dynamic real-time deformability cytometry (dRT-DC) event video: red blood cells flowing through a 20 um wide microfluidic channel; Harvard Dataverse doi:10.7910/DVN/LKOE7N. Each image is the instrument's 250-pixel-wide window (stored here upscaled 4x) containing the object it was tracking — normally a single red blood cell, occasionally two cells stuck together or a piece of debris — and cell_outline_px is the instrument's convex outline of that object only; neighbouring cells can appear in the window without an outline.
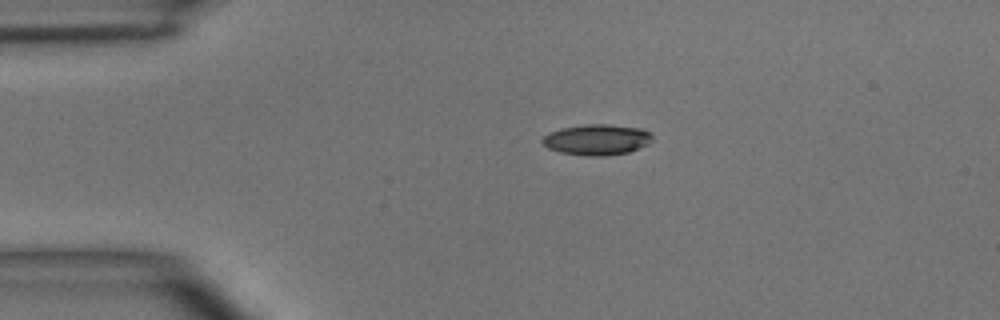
{"species": "common noctule bat (a hibernating species)", "species_latin": "Nyctalus noctula", "temperature_condition": "room temperature", "stored_images_in_passage": 2, "camera_frame_rate_fps": 3000, "um_per_image_px": 0.085, "animal": {"sex": "male", "body_mass_g": 15.6}, "frame": {"image": 1, "passage_image": 1, "time_ms": 0.0, "image_size_px": [1000, 320], "cell_outline_px": [[652, 140], [648, 144], [628, 152], [604, 156], [588, 156], [560, 152], [548, 148], [540, 140], [544, 136], [560, 128], [584, 124], [604, 124], [640, 128], [652, 132]], "centroid_in_image_um": [50.74, 11.87], "position_along_channel_um": 34.3, "area_um2": 19.65}}
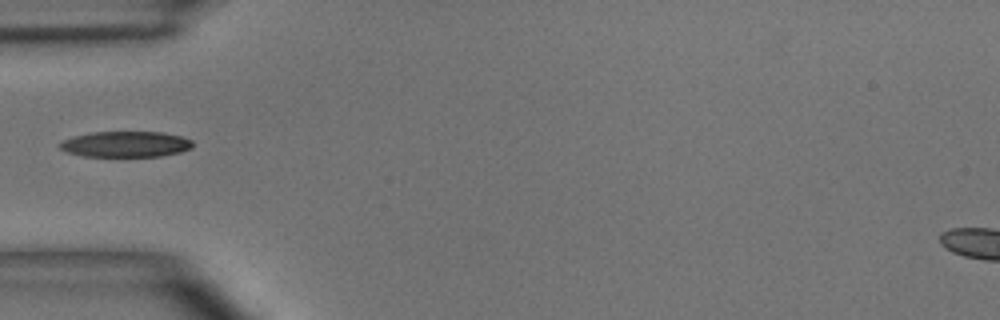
{"frame": {"image": 2, "passage_image": 2, "time_ms": 2.0, "image_size_px": [1000, 320], "cell_outline_px": [[192, 148], [180, 152], [160, 156], [84, 156], [68, 152], [60, 148], [56, 144], [64, 140], [76, 136], [92, 132], [160, 132], [180, 136], [192, 140]], "centroid_in_image_um": [10.68, 12.26], "position_along_channel_um": 74.3, "area_um2": 19.77}}